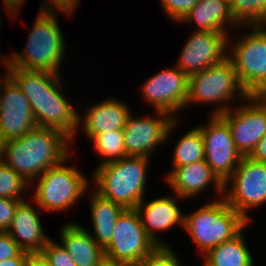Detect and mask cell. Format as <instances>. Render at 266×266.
Returning <instances> with one entry per match:
<instances>
[{
  "instance_id": "22",
  "label": "cell",
  "mask_w": 266,
  "mask_h": 266,
  "mask_svg": "<svg viewBox=\"0 0 266 266\" xmlns=\"http://www.w3.org/2000/svg\"><path fill=\"white\" fill-rule=\"evenodd\" d=\"M198 24L195 31L228 33L226 28L240 27L231 14L230 0H199L179 23ZM228 25V26H227Z\"/></svg>"
},
{
  "instance_id": "35",
  "label": "cell",
  "mask_w": 266,
  "mask_h": 266,
  "mask_svg": "<svg viewBox=\"0 0 266 266\" xmlns=\"http://www.w3.org/2000/svg\"><path fill=\"white\" fill-rule=\"evenodd\" d=\"M248 157L252 160L266 163V135L260 139Z\"/></svg>"
},
{
  "instance_id": "11",
  "label": "cell",
  "mask_w": 266,
  "mask_h": 266,
  "mask_svg": "<svg viewBox=\"0 0 266 266\" xmlns=\"http://www.w3.org/2000/svg\"><path fill=\"white\" fill-rule=\"evenodd\" d=\"M197 127L204 142L205 161L224 184L243 158L234 144L231 130L219 115H211L206 125Z\"/></svg>"
},
{
  "instance_id": "6",
  "label": "cell",
  "mask_w": 266,
  "mask_h": 266,
  "mask_svg": "<svg viewBox=\"0 0 266 266\" xmlns=\"http://www.w3.org/2000/svg\"><path fill=\"white\" fill-rule=\"evenodd\" d=\"M245 101L249 96L242 88L233 63L226 57L221 63L210 66L201 72L188 77V104L213 103L217 109H213L211 115H220L231 107L227 103L236 97Z\"/></svg>"
},
{
  "instance_id": "23",
  "label": "cell",
  "mask_w": 266,
  "mask_h": 266,
  "mask_svg": "<svg viewBox=\"0 0 266 266\" xmlns=\"http://www.w3.org/2000/svg\"><path fill=\"white\" fill-rule=\"evenodd\" d=\"M90 197L89 205L94 230V235L91 236L104 249L110 243L114 226L125 208L102 197L95 190Z\"/></svg>"
},
{
  "instance_id": "19",
  "label": "cell",
  "mask_w": 266,
  "mask_h": 266,
  "mask_svg": "<svg viewBox=\"0 0 266 266\" xmlns=\"http://www.w3.org/2000/svg\"><path fill=\"white\" fill-rule=\"evenodd\" d=\"M128 106L114 98L105 99L99 104L89 106L82 117L78 115L77 126H83V132L89 140L100 133L122 130L131 114Z\"/></svg>"
},
{
  "instance_id": "26",
  "label": "cell",
  "mask_w": 266,
  "mask_h": 266,
  "mask_svg": "<svg viewBox=\"0 0 266 266\" xmlns=\"http://www.w3.org/2000/svg\"><path fill=\"white\" fill-rule=\"evenodd\" d=\"M90 141L93 142L94 151L102 158L97 166L127 157L122 130L116 129L100 133L95 135Z\"/></svg>"
},
{
  "instance_id": "21",
  "label": "cell",
  "mask_w": 266,
  "mask_h": 266,
  "mask_svg": "<svg viewBox=\"0 0 266 266\" xmlns=\"http://www.w3.org/2000/svg\"><path fill=\"white\" fill-rule=\"evenodd\" d=\"M60 243L77 266H98L105 258L104 249L92 238L88 229L78 223H67L60 229Z\"/></svg>"
},
{
  "instance_id": "29",
  "label": "cell",
  "mask_w": 266,
  "mask_h": 266,
  "mask_svg": "<svg viewBox=\"0 0 266 266\" xmlns=\"http://www.w3.org/2000/svg\"><path fill=\"white\" fill-rule=\"evenodd\" d=\"M169 246H158L136 266H181V260Z\"/></svg>"
},
{
  "instance_id": "16",
  "label": "cell",
  "mask_w": 266,
  "mask_h": 266,
  "mask_svg": "<svg viewBox=\"0 0 266 266\" xmlns=\"http://www.w3.org/2000/svg\"><path fill=\"white\" fill-rule=\"evenodd\" d=\"M229 33L193 31L183 46L176 66L188 77L221 63L227 57Z\"/></svg>"
},
{
  "instance_id": "27",
  "label": "cell",
  "mask_w": 266,
  "mask_h": 266,
  "mask_svg": "<svg viewBox=\"0 0 266 266\" xmlns=\"http://www.w3.org/2000/svg\"><path fill=\"white\" fill-rule=\"evenodd\" d=\"M230 8L242 27L266 25V0H230Z\"/></svg>"
},
{
  "instance_id": "13",
  "label": "cell",
  "mask_w": 266,
  "mask_h": 266,
  "mask_svg": "<svg viewBox=\"0 0 266 266\" xmlns=\"http://www.w3.org/2000/svg\"><path fill=\"white\" fill-rule=\"evenodd\" d=\"M2 76L4 78L0 80L1 144L18 139L38 127L26 95L7 74Z\"/></svg>"
},
{
  "instance_id": "34",
  "label": "cell",
  "mask_w": 266,
  "mask_h": 266,
  "mask_svg": "<svg viewBox=\"0 0 266 266\" xmlns=\"http://www.w3.org/2000/svg\"><path fill=\"white\" fill-rule=\"evenodd\" d=\"M23 250L7 232H0V261L14 258Z\"/></svg>"
},
{
  "instance_id": "20",
  "label": "cell",
  "mask_w": 266,
  "mask_h": 266,
  "mask_svg": "<svg viewBox=\"0 0 266 266\" xmlns=\"http://www.w3.org/2000/svg\"><path fill=\"white\" fill-rule=\"evenodd\" d=\"M38 214L28 201H22L6 231L28 253H40L50 240L44 233Z\"/></svg>"
},
{
  "instance_id": "12",
  "label": "cell",
  "mask_w": 266,
  "mask_h": 266,
  "mask_svg": "<svg viewBox=\"0 0 266 266\" xmlns=\"http://www.w3.org/2000/svg\"><path fill=\"white\" fill-rule=\"evenodd\" d=\"M157 116L138 118L132 114L122 129L127 156L151 158L155 148L166 143L172 130L179 124L168 113L156 111Z\"/></svg>"
},
{
  "instance_id": "25",
  "label": "cell",
  "mask_w": 266,
  "mask_h": 266,
  "mask_svg": "<svg viewBox=\"0 0 266 266\" xmlns=\"http://www.w3.org/2000/svg\"><path fill=\"white\" fill-rule=\"evenodd\" d=\"M172 160L173 168L205 160L204 142L197 126L177 141Z\"/></svg>"
},
{
  "instance_id": "9",
  "label": "cell",
  "mask_w": 266,
  "mask_h": 266,
  "mask_svg": "<svg viewBox=\"0 0 266 266\" xmlns=\"http://www.w3.org/2000/svg\"><path fill=\"white\" fill-rule=\"evenodd\" d=\"M230 183L232 187H228ZM223 192L222 198L250 221L247 211L266 203V163L243 156L235 172L224 183Z\"/></svg>"
},
{
  "instance_id": "5",
  "label": "cell",
  "mask_w": 266,
  "mask_h": 266,
  "mask_svg": "<svg viewBox=\"0 0 266 266\" xmlns=\"http://www.w3.org/2000/svg\"><path fill=\"white\" fill-rule=\"evenodd\" d=\"M241 214L223 198L207 202L204 206L184 214V227L199 252L204 255L211 248L237 236L248 225Z\"/></svg>"
},
{
  "instance_id": "28",
  "label": "cell",
  "mask_w": 266,
  "mask_h": 266,
  "mask_svg": "<svg viewBox=\"0 0 266 266\" xmlns=\"http://www.w3.org/2000/svg\"><path fill=\"white\" fill-rule=\"evenodd\" d=\"M27 186L28 183L20 175L0 160V198L25 201L21 194Z\"/></svg>"
},
{
  "instance_id": "10",
  "label": "cell",
  "mask_w": 266,
  "mask_h": 266,
  "mask_svg": "<svg viewBox=\"0 0 266 266\" xmlns=\"http://www.w3.org/2000/svg\"><path fill=\"white\" fill-rule=\"evenodd\" d=\"M157 247L147 236L137 211L125 209L117 219L104 253L106 259L136 266Z\"/></svg>"
},
{
  "instance_id": "32",
  "label": "cell",
  "mask_w": 266,
  "mask_h": 266,
  "mask_svg": "<svg viewBox=\"0 0 266 266\" xmlns=\"http://www.w3.org/2000/svg\"><path fill=\"white\" fill-rule=\"evenodd\" d=\"M22 200L0 198V232H6L12 222L15 211Z\"/></svg>"
},
{
  "instance_id": "41",
  "label": "cell",
  "mask_w": 266,
  "mask_h": 266,
  "mask_svg": "<svg viewBox=\"0 0 266 266\" xmlns=\"http://www.w3.org/2000/svg\"><path fill=\"white\" fill-rule=\"evenodd\" d=\"M0 160H1V143H0Z\"/></svg>"
},
{
  "instance_id": "7",
  "label": "cell",
  "mask_w": 266,
  "mask_h": 266,
  "mask_svg": "<svg viewBox=\"0 0 266 266\" xmlns=\"http://www.w3.org/2000/svg\"><path fill=\"white\" fill-rule=\"evenodd\" d=\"M67 160L69 156L47 169L37 178L36 184L33 183L36 185L33 202L40 211L63 212L73 207L88 192L87 177L75 166L65 165Z\"/></svg>"
},
{
  "instance_id": "2",
  "label": "cell",
  "mask_w": 266,
  "mask_h": 266,
  "mask_svg": "<svg viewBox=\"0 0 266 266\" xmlns=\"http://www.w3.org/2000/svg\"><path fill=\"white\" fill-rule=\"evenodd\" d=\"M70 142L71 138L58 129L36 127L18 139L2 143L1 160L30 185L70 156Z\"/></svg>"
},
{
  "instance_id": "39",
  "label": "cell",
  "mask_w": 266,
  "mask_h": 266,
  "mask_svg": "<svg viewBox=\"0 0 266 266\" xmlns=\"http://www.w3.org/2000/svg\"><path fill=\"white\" fill-rule=\"evenodd\" d=\"M98 266H131V265L104 258V260Z\"/></svg>"
},
{
  "instance_id": "15",
  "label": "cell",
  "mask_w": 266,
  "mask_h": 266,
  "mask_svg": "<svg viewBox=\"0 0 266 266\" xmlns=\"http://www.w3.org/2000/svg\"><path fill=\"white\" fill-rule=\"evenodd\" d=\"M141 90L143 99L155 112L163 111L178 119L176 112L185 108L188 97V76L177 66L163 69L146 80Z\"/></svg>"
},
{
  "instance_id": "3",
  "label": "cell",
  "mask_w": 266,
  "mask_h": 266,
  "mask_svg": "<svg viewBox=\"0 0 266 266\" xmlns=\"http://www.w3.org/2000/svg\"><path fill=\"white\" fill-rule=\"evenodd\" d=\"M22 53L14 52L2 61L6 67L59 73L65 54V41L57 13L39 11Z\"/></svg>"
},
{
  "instance_id": "33",
  "label": "cell",
  "mask_w": 266,
  "mask_h": 266,
  "mask_svg": "<svg viewBox=\"0 0 266 266\" xmlns=\"http://www.w3.org/2000/svg\"><path fill=\"white\" fill-rule=\"evenodd\" d=\"M45 1V0H44ZM79 0H46L42 3V8L39 11L58 13H67V15H73L76 10ZM58 11V12H57Z\"/></svg>"
},
{
  "instance_id": "8",
  "label": "cell",
  "mask_w": 266,
  "mask_h": 266,
  "mask_svg": "<svg viewBox=\"0 0 266 266\" xmlns=\"http://www.w3.org/2000/svg\"><path fill=\"white\" fill-rule=\"evenodd\" d=\"M249 28L252 31L232 46L228 36L227 58L233 63L242 88L248 95H257L266 86V25Z\"/></svg>"
},
{
  "instance_id": "14",
  "label": "cell",
  "mask_w": 266,
  "mask_h": 266,
  "mask_svg": "<svg viewBox=\"0 0 266 266\" xmlns=\"http://www.w3.org/2000/svg\"><path fill=\"white\" fill-rule=\"evenodd\" d=\"M246 105L219 116L228 124L234 144L242 156H249L260 139L266 135V103L249 95Z\"/></svg>"
},
{
  "instance_id": "17",
  "label": "cell",
  "mask_w": 266,
  "mask_h": 266,
  "mask_svg": "<svg viewBox=\"0 0 266 266\" xmlns=\"http://www.w3.org/2000/svg\"><path fill=\"white\" fill-rule=\"evenodd\" d=\"M176 196L160 197L147 202L143 200L135 207L147 236L157 246H168L157 238V231H168L176 225L184 227V214L175 201L180 197Z\"/></svg>"
},
{
  "instance_id": "40",
  "label": "cell",
  "mask_w": 266,
  "mask_h": 266,
  "mask_svg": "<svg viewBox=\"0 0 266 266\" xmlns=\"http://www.w3.org/2000/svg\"><path fill=\"white\" fill-rule=\"evenodd\" d=\"M256 96L266 103V86Z\"/></svg>"
},
{
  "instance_id": "1",
  "label": "cell",
  "mask_w": 266,
  "mask_h": 266,
  "mask_svg": "<svg viewBox=\"0 0 266 266\" xmlns=\"http://www.w3.org/2000/svg\"><path fill=\"white\" fill-rule=\"evenodd\" d=\"M6 69V74L28 98L37 126L62 131L71 138L72 145L78 130L79 111L63 95L60 74L19 67Z\"/></svg>"
},
{
  "instance_id": "30",
  "label": "cell",
  "mask_w": 266,
  "mask_h": 266,
  "mask_svg": "<svg viewBox=\"0 0 266 266\" xmlns=\"http://www.w3.org/2000/svg\"><path fill=\"white\" fill-rule=\"evenodd\" d=\"M40 253L52 266H77L64 247L54 240L50 239Z\"/></svg>"
},
{
  "instance_id": "4",
  "label": "cell",
  "mask_w": 266,
  "mask_h": 266,
  "mask_svg": "<svg viewBox=\"0 0 266 266\" xmlns=\"http://www.w3.org/2000/svg\"><path fill=\"white\" fill-rule=\"evenodd\" d=\"M150 158L127 156L98 166L93 173L95 191L125 209L144 200Z\"/></svg>"
},
{
  "instance_id": "37",
  "label": "cell",
  "mask_w": 266,
  "mask_h": 266,
  "mask_svg": "<svg viewBox=\"0 0 266 266\" xmlns=\"http://www.w3.org/2000/svg\"><path fill=\"white\" fill-rule=\"evenodd\" d=\"M26 266H52L41 253H28Z\"/></svg>"
},
{
  "instance_id": "18",
  "label": "cell",
  "mask_w": 266,
  "mask_h": 266,
  "mask_svg": "<svg viewBox=\"0 0 266 266\" xmlns=\"http://www.w3.org/2000/svg\"><path fill=\"white\" fill-rule=\"evenodd\" d=\"M166 180L174 194L181 199L197 196L211 183H214L215 192L220 194L221 198L223 197L224 184L212 172L205 160L173 168L167 174Z\"/></svg>"
},
{
  "instance_id": "36",
  "label": "cell",
  "mask_w": 266,
  "mask_h": 266,
  "mask_svg": "<svg viewBox=\"0 0 266 266\" xmlns=\"http://www.w3.org/2000/svg\"><path fill=\"white\" fill-rule=\"evenodd\" d=\"M28 252L22 251L18 256L0 261V266H26Z\"/></svg>"
},
{
  "instance_id": "38",
  "label": "cell",
  "mask_w": 266,
  "mask_h": 266,
  "mask_svg": "<svg viewBox=\"0 0 266 266\" xmlns=\"http://www.w3.org/2000/svg\"><path fill=\"white\" fill-rule=\"evenodd\" d=\"M3 2L8 14H11L10 17L12 16L14 19L16 16H19L17 15L21 11L19 8L22 7V4L24 5L25 0H3Z\"/></svg>"
},
{
  "instance_id": "24",
  "label": "cell",
  "mask_w": 266,
  "mask_h": 266,
  "mask_svg": "<svg viewBox=\"0 0 266 266\" xmlns=\"http://www.w3.org/2000/svg\"><path fill=\"white\" fill-rule=\"evenodd\" d=\"M243 233L242 230L233 239L211 248L202 255L203 266H254V259L246 245Z\"/></svg>"
},
{
  "instance_id": "31",
  "label": "cell",
  "mask_w": 266,
  "mask_h": 266,
  "mask_svg": "<svg viewBox=\"0 0 266 266\" xmlns=\"http://www.w3.org/2000/svg\"><path fill=\"white\" fill-rule=\"evenodd\" d=\"M199 0H161L169 19L179 23Z\"/></svg>"
}]
</instances>
